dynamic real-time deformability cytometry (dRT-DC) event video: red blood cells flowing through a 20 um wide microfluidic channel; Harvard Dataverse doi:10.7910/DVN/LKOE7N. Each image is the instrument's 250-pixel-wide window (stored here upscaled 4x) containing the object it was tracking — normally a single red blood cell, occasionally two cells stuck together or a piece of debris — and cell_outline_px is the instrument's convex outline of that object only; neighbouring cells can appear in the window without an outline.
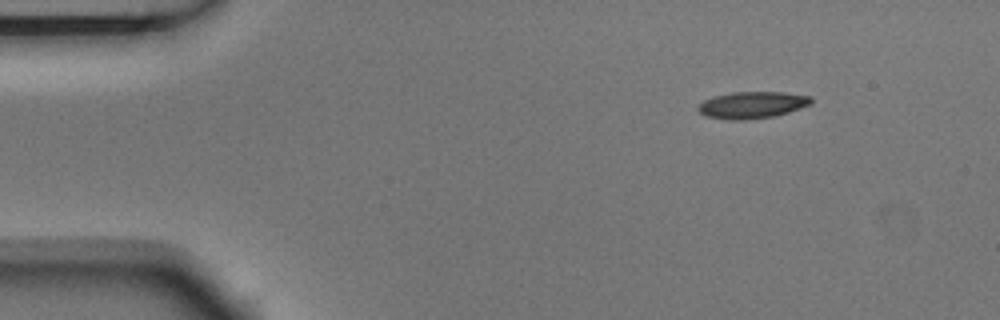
{"species": "Egyptian fruit bat (a non-hibernating species)", "species_latin": "Rousettus aegyptiacus", "temperature_condition": "room temperature", "stored_images_in_passage": 4, "camera_frame_rate_fps": 3000, "um_per_image_px": 0.085, "animal": {"sex": "male"}, "frame": {"image": 1, "passage_image": 1, "time_ms": 0.0, "image_size_px": [1000, 320], "cell_outline_px": [[812, 104], [788, 112], [772, 116], [744, 120], [728, 120], [708, 116], [700, 112], [696, 108], [704, 100], [712, 96], [732, 92], [784, 92], [812, 96]], "centroid_in_image_um": [63.94, 8.91], "position_along_channel_um": 21.1, "area_um2": 17.63}}
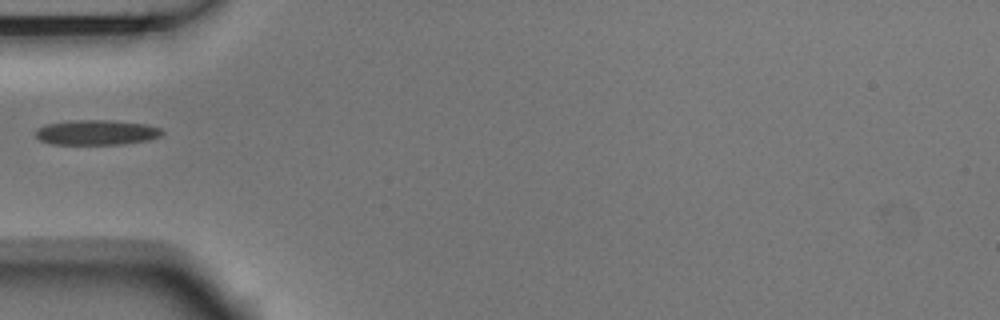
{"frame": {"image": 2, "passage_image": 4, "time_ms": 1.0, "image_size_px": [1000, 320], "cell_outline_px": [[164, 132], [160, 136], [148, 140], [124, 144], [52, 144], [40, 140], [36, 136], [36, 128], [44, 124], [68, 120], [112, 120], [148, 124], [160, 128]], "centroid_in_image_um": [8.19, 11.24], "position_along_channel_um": 76.8, "area_um2": 18.67}}